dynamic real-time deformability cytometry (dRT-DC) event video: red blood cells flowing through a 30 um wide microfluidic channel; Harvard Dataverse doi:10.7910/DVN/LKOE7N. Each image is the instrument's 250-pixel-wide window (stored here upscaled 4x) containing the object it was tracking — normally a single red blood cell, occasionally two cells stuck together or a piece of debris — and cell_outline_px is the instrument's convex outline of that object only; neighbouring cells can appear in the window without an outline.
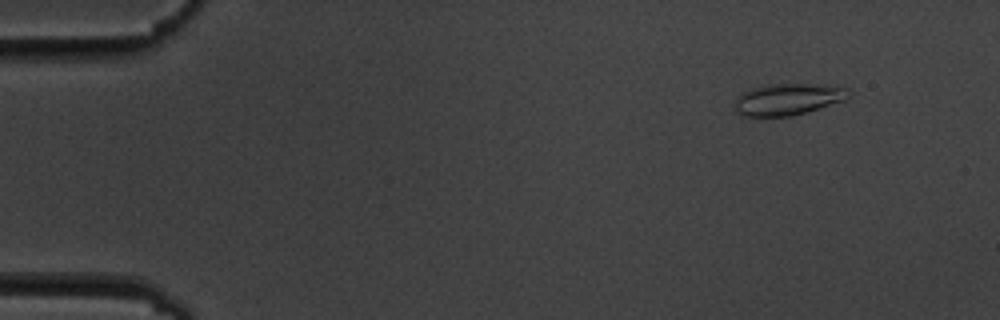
{"species": "common noctule bat (a hibernating species)", "species_latin": "Nyctalus noctula", "temperature_condition": "cold", "stored_images_in_passage": 5, "camera_frame_rate_fps": 3000, "um_per_image_px": 0.085, "animal": {"sex": "male", "body_mass_g": 19.5, "forearm_length_mm": 54.6}, "frame": {"image": 1, "passage_image": 1, "time_ms": 0.0, "image_size_px": [1000, 320], "cell_outline_px": [[852, 92], [844, 100], [792, 116], [744, 116], [736, 112], [732, 104], [736, 96], [752, 88], [764, 84], [808, 84], [848, 88]], "centroid_in_image_um": [66.89, 8.44], "position_along_channel_um": 18.1, "area_um2": 20.92}}
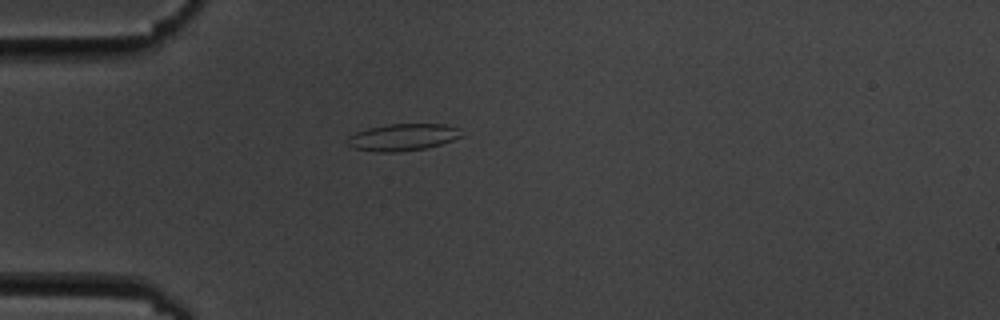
{"frame": {"image": 2, "passage_image": 4, "time_ms": 3.333, "image_size_px": [1000, 320], "cell_outline_px": [[464, 136], [440, 144], [424, 148], [396, 152], [376, 152], [352, 148], [348, 144], [348, 136], [356, 132], [368, 128], [388, 124], [444, 124], [460, 128]], "centroid_in_image_um": [34.25, 11.66], "position_along_channel_um": 50.8, "area_um2": 17.92}}